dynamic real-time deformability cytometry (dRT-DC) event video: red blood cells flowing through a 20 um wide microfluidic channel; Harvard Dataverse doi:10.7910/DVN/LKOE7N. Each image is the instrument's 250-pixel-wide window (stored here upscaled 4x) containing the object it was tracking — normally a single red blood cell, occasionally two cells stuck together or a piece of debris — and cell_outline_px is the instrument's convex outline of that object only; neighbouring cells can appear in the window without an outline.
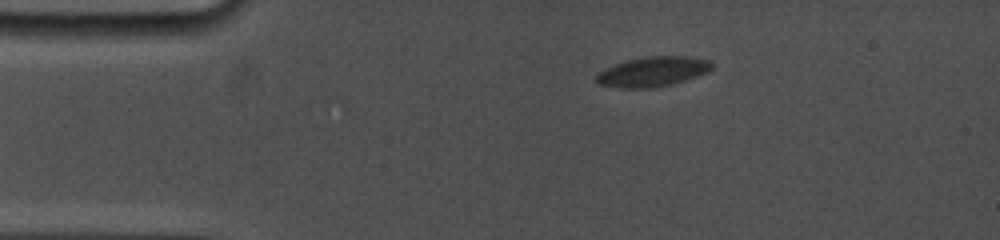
{"species": "common noctule bat (a hibernating species)", "species_latin": "Nyctalus noctula", "temperature_condition": "cold", "stored_images_in_passage": 18, "camera_frame_rate_fps": 5000, "um_per_image_px": 0.085, "animal": {"sex": "female", "body_mass_g": 19.0, "forearm_length_mm": 53.3}, "frame": {"image": 1, "passage_image": 1, "time_ms": 0.0, "image_size_px": [1000, 240], "cell_outline_px": [[712, 68], [708, 72], [672, 84], [652, 88], [620, 88], [596, 84], [596, 76], [604, 68], [628, 60], [644, 56], [688, 56], [712, 60]], "centroid_in_image_um": [55.48, 6.09], "position_along_channel_um": 29.5, "area_um2": 20.17}}
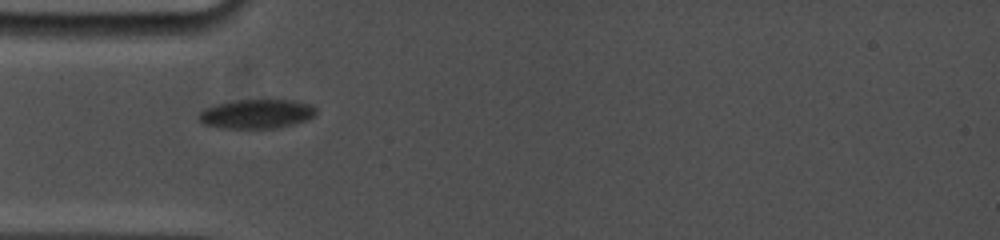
{"frame": {"image": 2, "passage_image": 10, "time_ms": 2.4, "image_size_px": [1000, 240], "cell_outline_px": [[316, 116], [308, 120], [276, 128], [224, 128], [204, 124], [200, 120], [200, 112], [204, 108], [216, 104], [236, 100], [292, 100], [312, 104], [316, 108]], "centroid_in_image_um": [21.86, 9.67], "position_along_channel_um": 63.1, "area_um2": 19.94}}
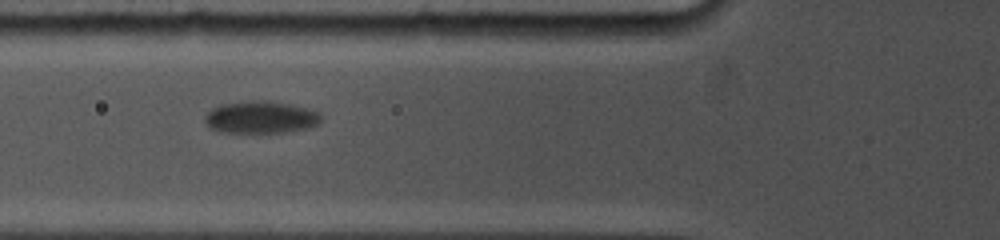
{"frame": {"image": 3, "passage_image": 14, "time_ms": 3.6, "image_size_px": [1000, 240], "cell_outline_px": [[320, 124], [308, 128], [288, 132], [220, 132], [212, 128], [204, 120], [204, 116], [212, 108], [220, 104], [252, 100], [264, 100], [288, 104], [320, 112]], "centroid_in_image_um": [22.16, 9.96], "position_along_channel_um": 103.6, "area_um2": 21.73}}